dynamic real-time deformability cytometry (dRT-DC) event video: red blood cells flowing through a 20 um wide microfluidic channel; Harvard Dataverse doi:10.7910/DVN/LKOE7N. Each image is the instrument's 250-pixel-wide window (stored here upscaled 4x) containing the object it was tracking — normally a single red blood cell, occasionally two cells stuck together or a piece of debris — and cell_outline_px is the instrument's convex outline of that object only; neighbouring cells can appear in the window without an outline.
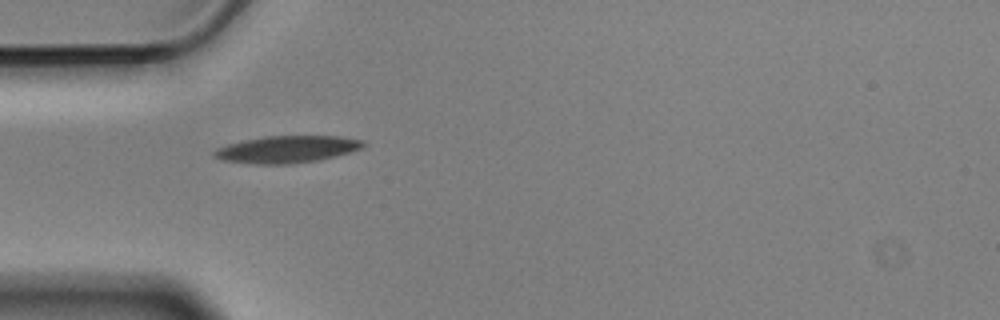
{"species": "Egyptian fruit bat (a non-hibernating species)", "species_latin": "Rousettus aegyptiacus", "temperature_condition": "cold", "stored_images_in_passage": 5, "camera_frame_rate_fps": 3000, "um_per_image_px": 0.085, "animal": {"sex": "male"}, "frame": {"image": 1, "passage_image": 1, "time_ms": 0.0, "image_size_px": [1000, 320], "cell_outline_px": [[368, 144], [364, 148], [352, 152], [320, 160], [292, 164], [256, 164], [220, 160], [212, 156], [212, 152], [216, 148], [228, 144], [244, 140], [264, 136], [340, 136], [364, 140]], "centroid_in_image_um": [24.43, 12.69], "position_along_channel_um": 60.6, "area_um2": 23.93}}
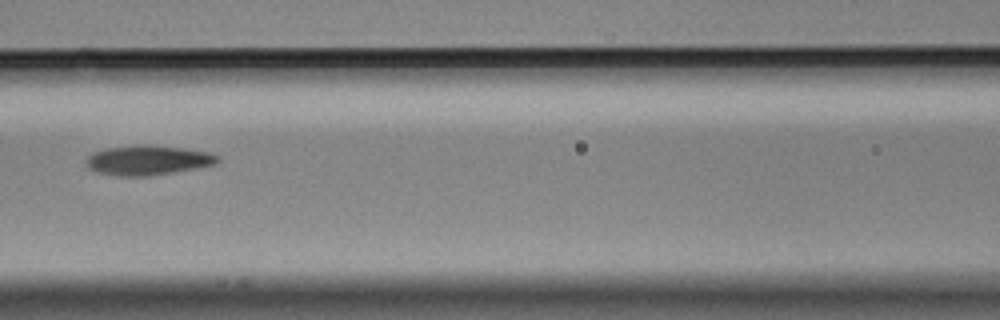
{"frame": {"image": 2, "passage_image": 3, "time_ms": 0.667, "image_size_px": [1000, 320], "cell_outline_px": [[220, 160], [216, 164], [196, 168], [148, 176], [116, 176], [96, 172], [88, 168], [84, 160], [92, 152], [108, 148], [140, 144], [148, 144], [184, 148], [208, 152], [220, 156]], "centroid_in_image_um": [12.54, 13.61], "position_along_channel_um": 154.1, "area_um2": 22.95}}
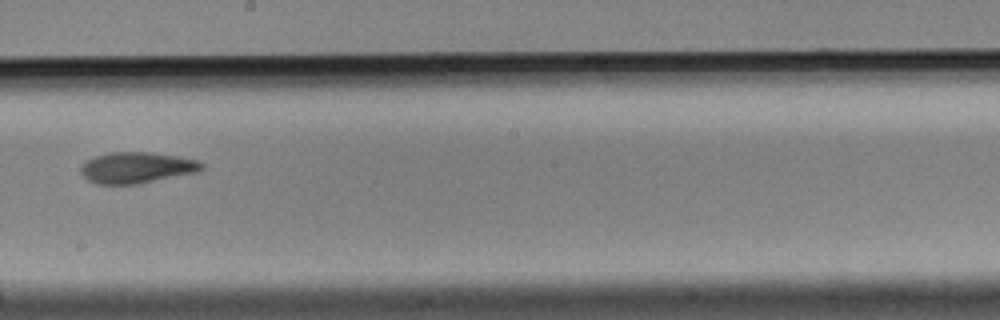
{"frame": {"image": 3, "passage_image": 5, "time_ms": 1.333, "image_size_px": [1000, 320], "cell_outline_px": [[204, 168], [196, 172], [140, 184], [96, 184], [88, 180], [80, 172], [80, 168], [88, 160], [96, 156], [108, 152], [152, 152], [180, 156], [196, 160], [204, 164]], "centroid_in_image_um": [11.64, 14.25], "position_along_channel_um": 236.6, "area_um2": 21.96}}